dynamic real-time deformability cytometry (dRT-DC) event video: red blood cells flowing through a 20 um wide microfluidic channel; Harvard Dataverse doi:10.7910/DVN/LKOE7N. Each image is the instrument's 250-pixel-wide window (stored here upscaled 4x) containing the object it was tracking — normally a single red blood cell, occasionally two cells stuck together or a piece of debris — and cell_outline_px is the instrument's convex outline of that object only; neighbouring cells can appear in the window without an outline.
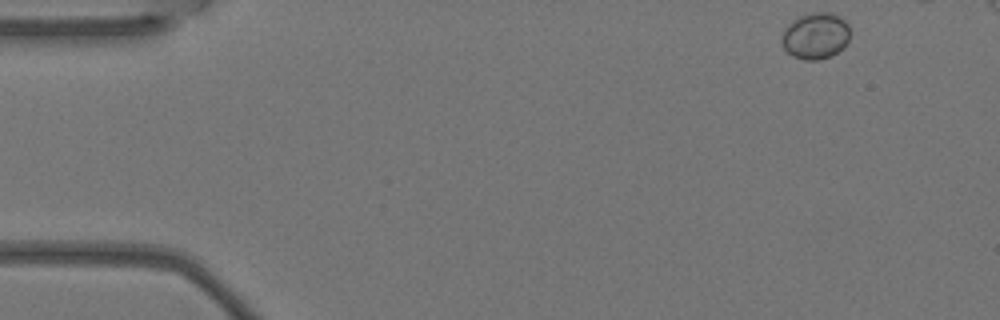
{"species": "Egyptian fruit bat (a non-hibernating species)", "species_latin": "Rousettus aegyptiacus", "temperature_condition": "warm", "stored_images_in_passage": 5, "camera_frame_rate_fps": 3000, "um_per_image_px": 0.085, "animal": {"sex": "female"}, "frame": {"image": 1, "passage_image": 1, "time_ms": 0.0, "image_size_px": [1000, 320], "cell_outline_px": [[848, 40], [844, 48], [832, 56], [820, 60], [804, 60], [792, 56], [784, 48], [780, 40], [784, 28], [792, 20], [800, 16], [812, 12], [832, 12], [840, 16], [848, 24]], "centroid_in_image_um": [69.31, 3.05], "position_along_channel_um": 15.7, "area_um2": 18.73}}